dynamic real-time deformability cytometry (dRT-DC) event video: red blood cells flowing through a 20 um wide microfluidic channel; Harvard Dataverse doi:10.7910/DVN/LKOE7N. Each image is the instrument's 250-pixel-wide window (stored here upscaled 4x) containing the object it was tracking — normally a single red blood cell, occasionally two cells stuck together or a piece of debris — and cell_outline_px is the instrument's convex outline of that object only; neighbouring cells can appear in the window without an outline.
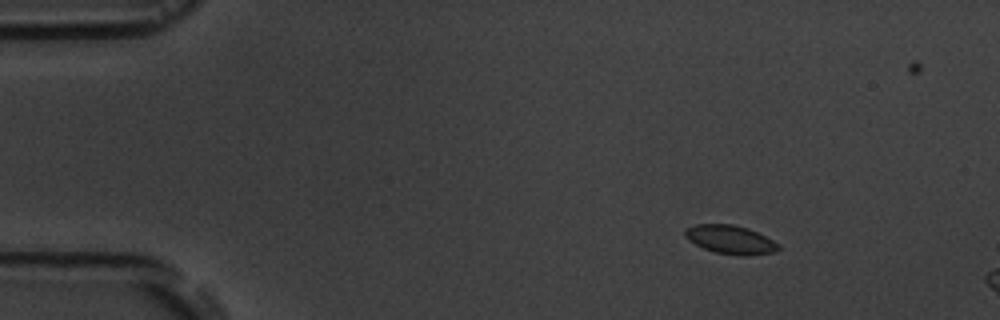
{"species": "common noctule bat (a hibernating species)", "species_latin": "Nyctalus noctula", "temperature_condition": "room temperature", "stored_images_in_passage": 4, "camera_frame_rate_fps": 3000, "um_per_image_px": 0.085, "animal": {"sex": "male", "body_mass_g": 19.5, "forearm_length_mm": 54.6}, "frame": {"image": 1, "passage_image": 2, "time_ms": 1.0, "image_size_px": [1000, 320], "cell_outline_px": [[780, 248], [776, 252], [744, 256], [740, 256], [716, 252], [704, 248], [688, 240], [684, 236], [684, 228], [696, 224], [732, 224], [748, 228], [780, 244]], "centroid_in_image_um": [62.07, 20.36], "position_along_channel_um": 22.9, "area_um2": 15.61}}